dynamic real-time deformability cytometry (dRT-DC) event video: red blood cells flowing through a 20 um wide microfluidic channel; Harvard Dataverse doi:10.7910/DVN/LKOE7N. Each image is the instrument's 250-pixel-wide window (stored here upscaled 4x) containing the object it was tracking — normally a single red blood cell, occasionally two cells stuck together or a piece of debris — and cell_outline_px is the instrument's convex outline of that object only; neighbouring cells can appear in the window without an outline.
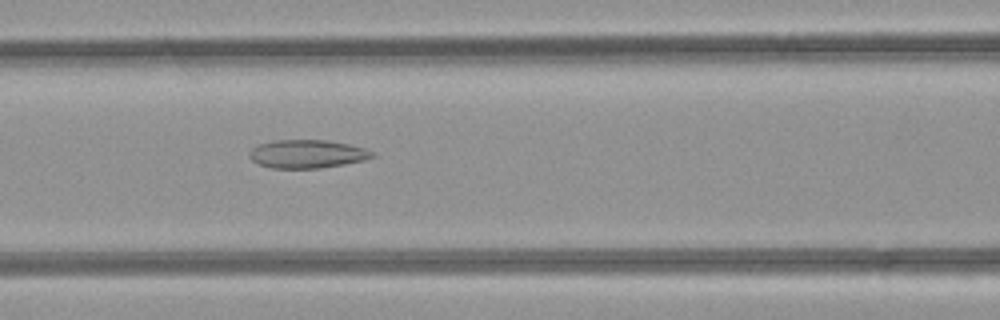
{"species": "common noctule bat (a hibernating species)", "species_latin": "Nyctalus noctula", "temperature_condition": "room temperature", "stored_images_in_passage": 37, "camera_frame_rate_fps": 3000, "um_per_image_px": 0.085, "animal": {"sex": "female", "body_mass_g": 21.9}, "frame": {"image": 1, "passage_image": 9, "time_ms": 2.667, "image_size_px": [1000, 320], "cell_outline_px": [[376, 156], [364, 160], [344, 164], [320, 168], [272, 168], [256, 164], [248, 156], [248, 152], [252, 148], [260, 144], [272, 140], [328, 140], [348, 144], [364, 148], [376, 152]], "centroid_in_image_um": [26.1, 13.08], "position_along_channel_um": 140.5, "area_um2": 20.46}}
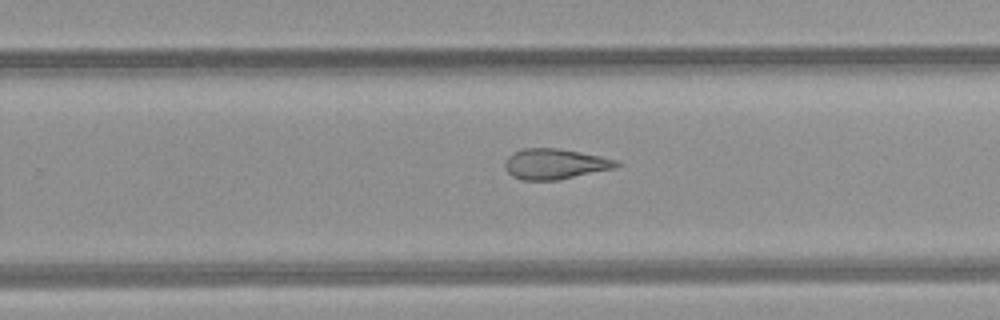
{"frame": {"image": 2, "passage_image": 19, "time_ms": 6.0, "image_size_px": [1000, 320], "cell_outline_px": [[620, 164], [616, 168], [560, 180], [520, 180], [512, 176], [508, 172], [504, 164], [508, 156], [524, 148], [556, 148], [580, 152], [600, 156], [616, 160]], "centroid_in_image_um": [47.18, 13.95], "position_along_channel_um": 282.6, "area_um2": 19.77}}
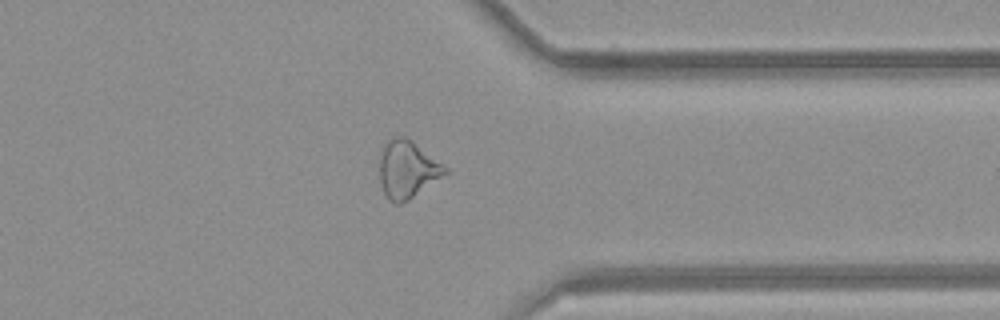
{"frame": {"image": 3, "passage_image": 26, "time_ms": 8.333, "image_size_px": [1000, 320], "cell_outline_px": [[448, 172], [408, 200], [400, 204], [396, 204], [388, 200], [380, 184], [380, 156], [384, 144], [392, 136], [404, 136], [412, 140], [448, 168]], "centroid_in_image_um": [34.6, 14.39], "position_along_channel_um": 376.8, "area_um2": 21.85}, "authors_computed_cell_mechanics": {"area_um2": 21.2126, "velocity_mm_per_s": 4.2701, "shape_relaxation_time_tau1_ms": null, "shape_relaxation_time_tau2_ms": 3.7162, "deformation_change_tau1": null, "deformation_change_tau2": 0.13}}